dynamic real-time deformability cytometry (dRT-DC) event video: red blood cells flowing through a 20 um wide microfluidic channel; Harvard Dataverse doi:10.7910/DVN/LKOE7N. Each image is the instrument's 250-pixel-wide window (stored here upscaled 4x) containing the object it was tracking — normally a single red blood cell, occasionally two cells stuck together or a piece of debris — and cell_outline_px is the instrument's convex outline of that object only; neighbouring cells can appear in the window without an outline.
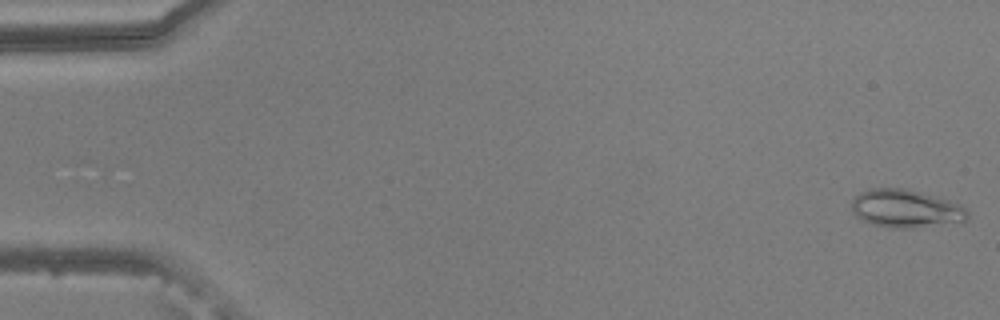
{"species": "common noctule bat (a hibernating species)", "species_latin": "Nyctalus noctula", "temperature_condition": "warm", "stored_images_in_passage": 9, "camera_frame_rate_fps": 3000, "um_per_image_px": 0.085, "animal": {"sex": "male", "body_mass_g": 20.5, "forearm_length_mm": 52.5}, "frame": {"image": 1, "passage_image": 1, "time_ms": 0.0, "image_size_px": [1000, 320], "cell_outline_px": [[968, 220], [960, 224], [912, 228], [888, 228], [872, 224], [860, 220], [852, 212], [852, 196], [868, 188], [904, 188], [920, 192], [948, 200], [960, 204], [968, 212]], "centroid_in_image_um": [77.0, 17.76], "position_along_channel_um": 8.0, "area_um2": 26.36}}